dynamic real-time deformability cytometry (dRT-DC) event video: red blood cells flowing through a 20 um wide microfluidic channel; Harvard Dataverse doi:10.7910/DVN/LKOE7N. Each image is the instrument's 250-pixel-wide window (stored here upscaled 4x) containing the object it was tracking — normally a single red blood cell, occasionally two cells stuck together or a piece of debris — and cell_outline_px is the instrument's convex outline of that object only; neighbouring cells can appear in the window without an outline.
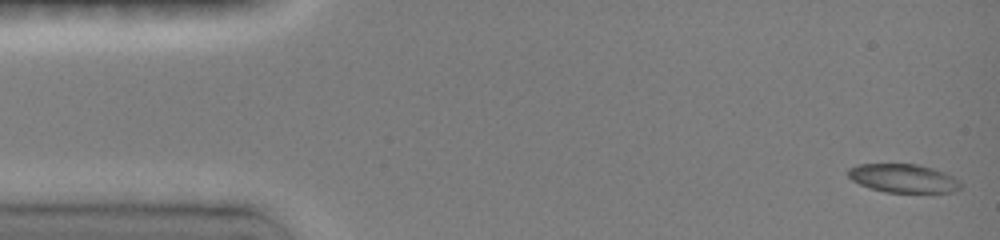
{"species": "common noctule bat (a hibernating species)", "species_latin": "Nyctalus noctula", "temperature_condition": "room temperature", "stored_images_in_passage": 31, "camera_frame_rate_fps": 3000, "um_per_image_px": 0.085, "animal": {"sex": "female", "body_mass_g": 19.0, "forearm_length_mm": 51.5}, "frame": {"image": 1, "passage_image": 1, "time_ms": 0.0, "image_size_px": [1000, 240], "cell_outline_px": [[960, 188], [952, 192], [884, 192], [860, 184], [852, 180], [848, 176], [848, 168], [856, 164], [916, 164], [932, 168], [944, 172], [960, 180]], "centroid_in_image_um": [76.77, 15.15], "position_along_channel_um": 8.2, "area_um2": 18.61}}
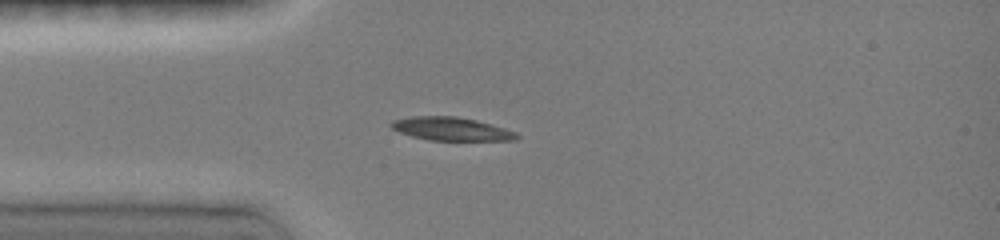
{"frame": {"image": 2, "passage_image": 15, "time_ms": 3.667, "image_size_px": [1000, 240], "cell_outline_px": [[520, 136], [516, 140], [428, 140], [412, 136], [400, 132], [392, 128], [388, 124], [392, 120], [412, 116], [456, 116], [476, 120], [492, 124], [516, 132]], "centroid_in_image_um": [38.34, 10.95], "position_along_channel_um": 46.7, "area_um2": 17.05}}
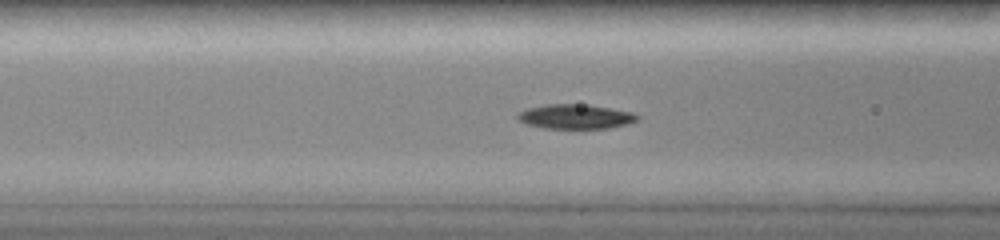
{"frame": {"image": 3, "passage_image": 23, "time_ms": 5.667, "image_size_px": [1000, 240], "cell_outline_px": [[640, 120], [628, 124], [608, 128], [544, 128], [528, 124], [516, 120], [516, 116], [520, 112], [528, 108], [548, 104], [588, 104], [632, 112], [640, 116]], "centroid_in_image_um": [48.95, 9.91], "position_along_channel_um": 117.7, "area_um2": 17.17}}